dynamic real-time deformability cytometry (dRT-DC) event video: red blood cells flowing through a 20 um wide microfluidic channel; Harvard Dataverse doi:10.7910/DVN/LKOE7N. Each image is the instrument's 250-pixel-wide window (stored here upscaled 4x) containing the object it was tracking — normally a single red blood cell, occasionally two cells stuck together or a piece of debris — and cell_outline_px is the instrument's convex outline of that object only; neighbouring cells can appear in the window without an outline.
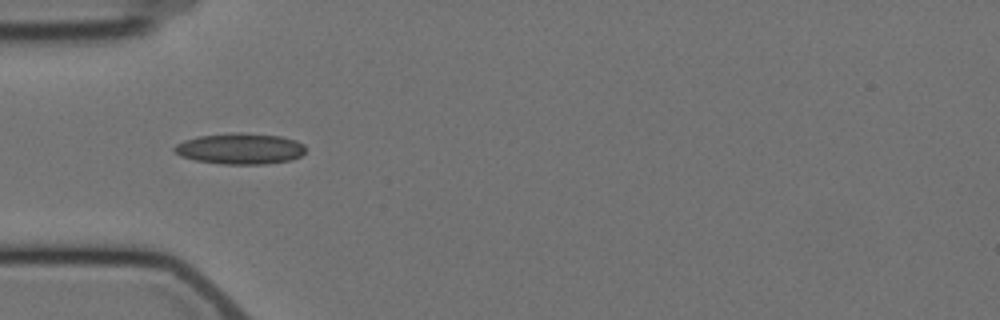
{"species": "Egyptian fruit bat (a non-hibernating species)", "species_latin": "Rousettus aegyptiacus", "temperature_condition": "cold", "stored_images_in_passage": 6, "camera_frame_rate_fps": 3000, "um_per_image_px": 0.085, "animal": {"sex": "female"}, "frame": {"image": 1, "passage_image": 5, "time_ms": 5.333, "image_size_px": [1000, 320], "cell_outline_px": [[304, 152], [300, 156], [292, 160], [264, 164], [220, 164], [196, 160], [180, 156], [172, 152], [172, 148], [176, 144], [184, 140], [196, 136], [232, 132], [240, 132], [280, 136], [296, 140], [304, 144]], "centroid_in_image_um": [20.37, 12.63], "position_along_channel_um": 64.6, "area_um2": 23.99}}
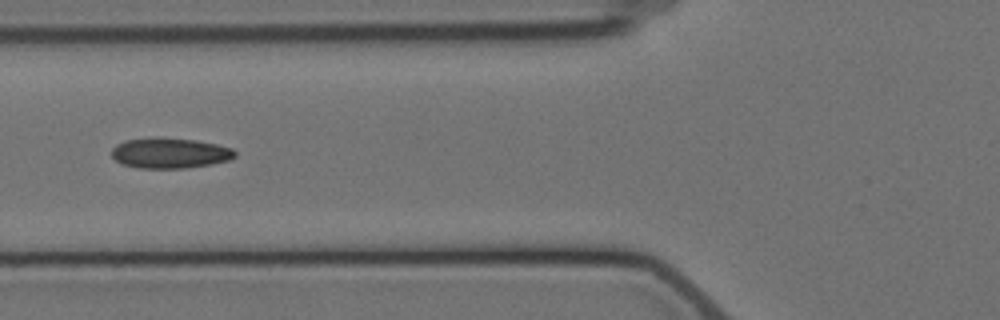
{"frame": {"image": 2, "passage_image": 6, "time_ms": 6.667, "image_size_px": [1000, 320], "cell_outline_px": [[236, 156], [228, 160], [212, 164], [184, 168], [140, 168], [120, 164], [112, 156], [112, 148], [116, 144], [124, 140], [196, 140], [216, 144], [232, 148], [236, 152]], "centroid_in_image_um": [14.46, 13.05], "position_along_channel_um": 111.3, "area_um2": 21.1}}